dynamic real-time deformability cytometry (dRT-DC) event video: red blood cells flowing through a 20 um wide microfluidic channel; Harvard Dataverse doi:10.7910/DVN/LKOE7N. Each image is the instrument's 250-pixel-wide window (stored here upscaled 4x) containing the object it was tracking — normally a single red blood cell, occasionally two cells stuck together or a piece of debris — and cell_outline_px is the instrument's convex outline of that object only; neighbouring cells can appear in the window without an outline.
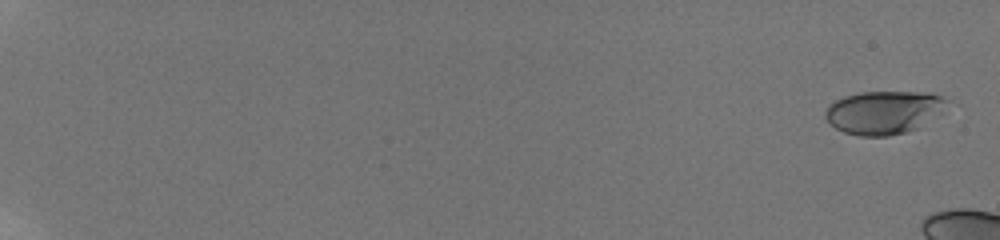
{"species": "human", "species_latin": "Homo sapiens", "temperature_condition": "room temperature", "stored_images_in_passage": 15, "camera_frame_rate_fps": 3000, "um_per_image_px": 0.085, "donor": {"sex": "male"}, "frame": {"image": 1, "passage_image": 2, "time_ms": 0.333, "image_size_px": [1000, 240], "cell_outline_px": [[948, 100], [916, 128], [908, 132], [888, 136], [860, 136], [844, 132], [836, 128], [824, 116], [824, 112], [828, 104], [844, 96], [860, 92], [928, 92], [940, 96]], "centroid_in_image_um": [74.98, 9.54], "position_along_channel_um": 10.0, "area_um2": 29.77}}